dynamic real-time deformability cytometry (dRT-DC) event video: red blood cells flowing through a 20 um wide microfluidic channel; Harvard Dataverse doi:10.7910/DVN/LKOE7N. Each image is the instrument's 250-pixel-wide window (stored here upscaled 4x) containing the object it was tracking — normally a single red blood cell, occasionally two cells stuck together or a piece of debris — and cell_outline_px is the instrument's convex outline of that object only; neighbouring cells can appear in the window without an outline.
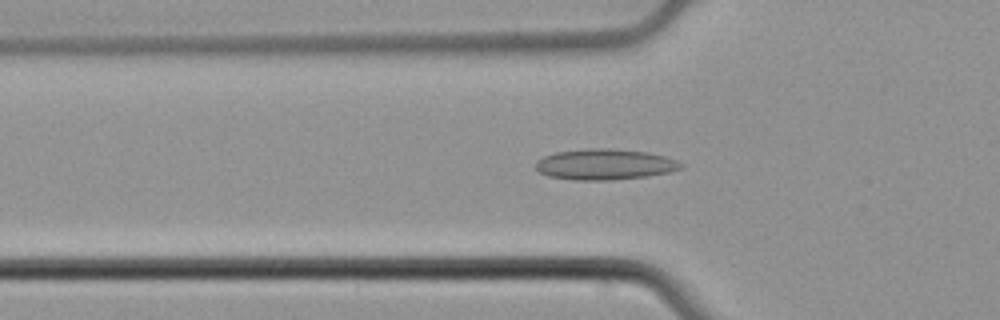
{"species": "common noctule bat (a hibernating species)", "species_latin": "Nyctalus noctula", "temperature_condition": "cold", "stored_images_in_passage": 53, "camera_frame_rate_fps": 3000, "um_per_image_px": 0.085, "animal": {"sex": "male", "body_mass_g": 21.5, "forearm_length_mm": 52.0}, "frame": {"image": 1, "passage_image": 17, "time_ms": 5.333, "image_size_px": [1000, 320], "cell_outline_px": [[680, 168], [668, 172], [648, 176], [608, 180], [572, 180], [548, 176], [540, 172], [536, 168], [536, 160], [544, 156], [556, 152], [588, 148], [608, 148], [648, 152], [664, 156], [676, 160], [680, 164]], "centroid_in_image_um": [51.35, 13.97], "position_along_channel_um": 74.4, "area_um2": 25.89}}
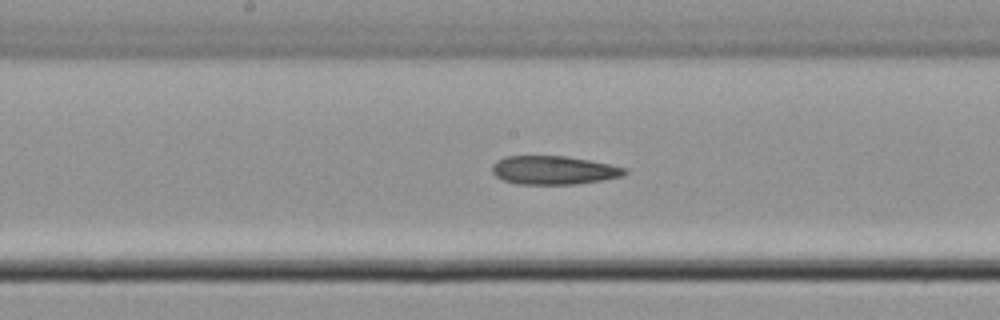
{"frame": {"image": 2, "passage_image": 27, "time_ms": 8.667, "image_size_px": [1000, 320], "cell_outline_px": [[628, 172], [620, 176], [600, 180], [576, 184], [516, 184], [504, 180], [496, 176], [492, 172], [492, 164], [496, 160], [504, 156], [564, 156], [588, 160], [628, 168]], "centroid_in_image_um": [47.02, 14.46], "position_along_channel_um": 201.2, "area_um2": 21.96}}
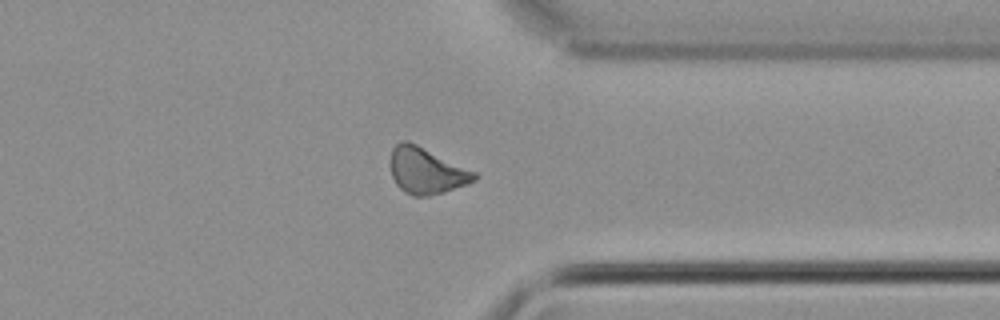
{"frame": {"image": 3, "passage_image": 41, "time_ms": 13.333, "image_size_px": [1000, 320], "cell_outline_px": [[480, 176], [476, 180], [468, 184], [444, 192], [428, 196], [412, 196], [404, 192], [396, 184], [392, 176], [392, 148], [396, 144], [404, 140], [408, 140], [476, 172]], "centroid_in_image_um": [36.27, 14.53], "position_along_channel_um": 375.1, "area_um2": 22.48}}